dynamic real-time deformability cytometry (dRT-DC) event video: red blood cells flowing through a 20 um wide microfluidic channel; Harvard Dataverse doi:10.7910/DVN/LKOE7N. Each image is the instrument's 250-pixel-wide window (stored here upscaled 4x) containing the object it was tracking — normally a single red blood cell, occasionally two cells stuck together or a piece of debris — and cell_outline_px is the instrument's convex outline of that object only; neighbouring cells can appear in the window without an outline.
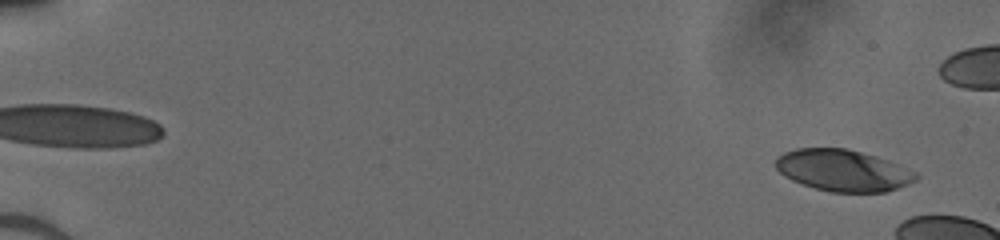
{"species": "human", "species_latin": "Homo sapiens", "temperature_condition": "cold", "stored_images_in_passage": 13, "camera_frame_rate_fps": 3000, "um_per_image_px": 0.085, "donor": {"sex": "male"}, "frame": {"image": 1, "passage_image": 3, "time_ms": 0.667, "image_size_px": [1000, 240], "cell_outline_px": [[920, 176], [916, 180], [908, 184], [884, 192], [832, 192], [816, 188], [792, 180], [784, 176], [776, 168], [776, 160], [784, 152], [796, 148], [848, 148], [888, 160], [916, 172]], "centroid_in_image_um": [71.67, 14.48], "position_along_channel_um": 13.3, "area_um2": 33.76}}